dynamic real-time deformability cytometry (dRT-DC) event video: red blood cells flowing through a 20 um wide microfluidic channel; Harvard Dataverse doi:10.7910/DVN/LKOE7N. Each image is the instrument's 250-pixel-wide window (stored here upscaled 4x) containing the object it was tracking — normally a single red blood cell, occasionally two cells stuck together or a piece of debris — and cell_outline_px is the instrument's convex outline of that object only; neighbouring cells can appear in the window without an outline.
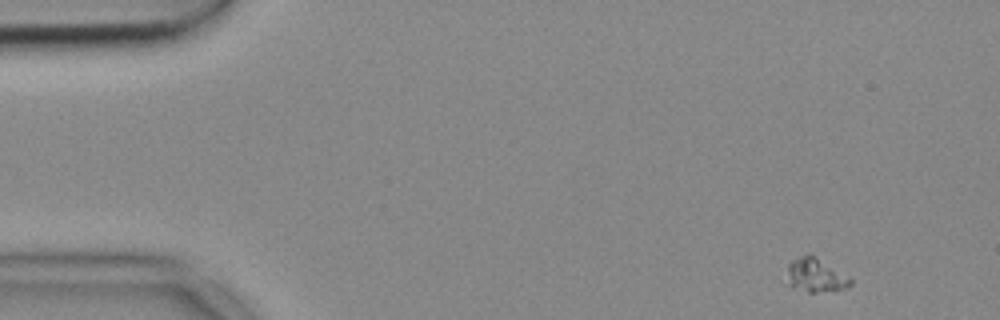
{"species": "common noctule bat (a hibernating species)", "species_latin": "Nyctalus noctula", "temperature_condition": "cold", "stored_images_in_passage": 52, "camera_frame_rate_fps": 3000, "um_per_image_px": 0.085, "animal": {"sex": "female", "body_mass_g": 18.4}, "frame": {"image": 1, "passage_image": 1, "time_ms": 0.0, "image_size_px": [1000, 320], "cell_outline_px": [[852, 284], [848, 288], [836, 292], [808, 292], [788, 284], [788, 264], [792, 260], [808, 252], [852, 276]], "centroid_in_image_um": [69.43, 23.39], "position_along_channel_um": 15.6, "area_um2": 13.01}}
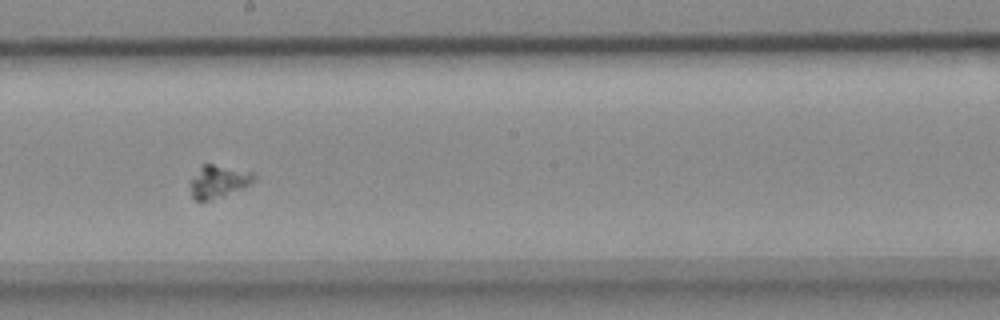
{"frame": {"image": 2, "passage_image": 27, "time_ms": 8.667, "image_size_px": [1000, 320], "cell_outline_px": [[256, 176], [244, 188], [208, 200], [192, 200], [192, 180], [200, 164], [212, 164], [252, 172]], "centroid_in_image_um": [18.56, 15.41], "position_along_channel_um": 229.6, "area_um2": 11.62}}
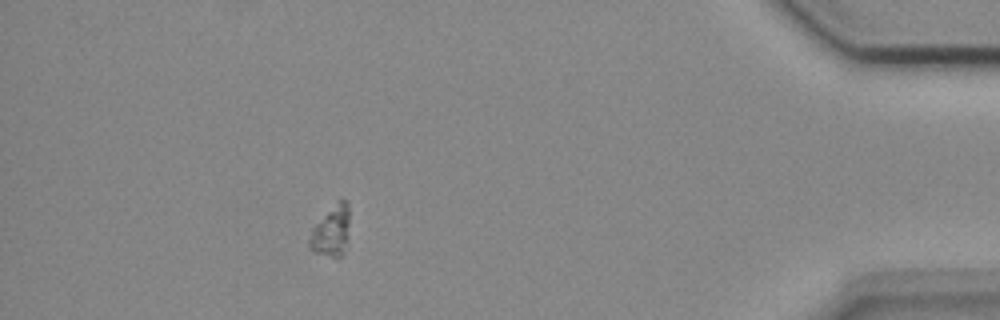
{"frame": {"image": 3, "passage_image": 46, "time_ms": 15.0, "image_size_px": [1000, 320], "cell_outline_px": [[348, 240], [344, 252], [340, 256], [332, 256], [312, 252], [308, 248], [308, 240], [312, 228], [340, 200], [348, 200]], "centroid_in_image_um": [28.15, 19.7], "position_along_channel_um": 407.1, "area_um2": 11.56}}